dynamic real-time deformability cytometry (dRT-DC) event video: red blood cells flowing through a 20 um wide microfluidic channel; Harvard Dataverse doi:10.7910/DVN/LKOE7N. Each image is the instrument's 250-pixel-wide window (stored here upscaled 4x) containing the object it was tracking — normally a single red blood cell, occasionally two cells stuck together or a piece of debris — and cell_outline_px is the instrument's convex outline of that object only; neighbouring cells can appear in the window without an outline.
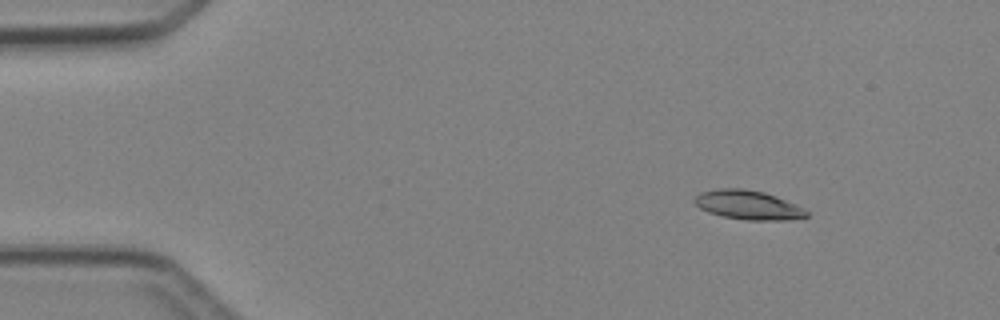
{"species": "Egyptian fruit bat (a non-hibernating species)", "species_latin": "Rousettus aegyptiacus", "temperature_condition": "cold", "stored_images_in_passage": 3, "camera_frame_rate_fps": 3000, "um_per_image_px": 0.085, "animal": {"sex": "female"}, "frame": {"image": 1, "passage_image": 1, "time_ms": 0.0, "image_size_px": [1000, 320], "cell_outline_px": [[808, 216], [788, 220], [744, 220], [724, 216], [708, 212], [700, 208], [692, 200], [700, 192], [720, 188], [744, 188], [764, 192], [776, 196], [804, 208], [808, 212]], "centroid_in_image_um": [63.58, 17.42], "position_along_channel_um": 21.4, "area_um2": 19.02}}